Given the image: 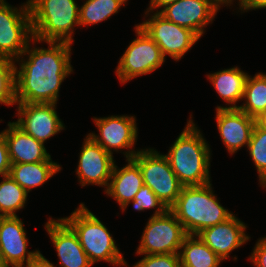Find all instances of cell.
Returning <instances> with one entry per match:
<instances>
[{
    "label": "cell",
    "mask_w": 266,
    "mask_h": 267,
    "mask_svg": "<svg viewBox=\"0 0 266 267\" xmlns=\"http://www.w3.org/2000/svg\"><path fill=\"white\" fill-rule=\"evenodd\" d=\"M30 43L15 61L16 103L57 104L61 84L73 72L72 43L45 41L47 48Z\"/></svg>",
    "instance_id": "cell-1"
},
{
    "label": "cell",
    "mask_w": 266,
    "mask_h": 267,
    "mask_svg": "<svg viewBox=\"0 0 266 267\" xmlns=\"http://www.w3.org/2000/svg\"><path fill=\"white\" fill-rule=\"evenodd\" d=\"M208 142L192 120L164 154L182 186H200L211 182V152Z\"/></svg>",
    "instance_id": "cell-2"
},
{
    "label": "cell",
    "mask_w": 266,
    "mask_h": 267,
    "mask_svg": "<svg viewBox=\"0 0 266 267\" xmlns=\"http://www.w3.org/2000/svg\"><path fill=\"white\" fill-rule=\"evenodd\" d=\"M170 210L189 235H197L233 215L220 204L211 182L200 186H183Z\"/></svg>",
    "instance_id": "cell-3"
},
{
    "label": "cell",
    "mask_w": 266,
    "mask_h": 267,
    "mask_svg": "<svg viewBox=\"0 0 266 267\" xmlns=\"http://www.w3.org/2000/svg\"><path fill=\"white\" fill-rule=\"evenodd\" d=\"M28 4L33 45L45 41H75L74 28L80 26V6L75 0H28Z\"/></svg>",
    "instance_id": "cell-4"
},
{
    "label": "cell",
    "mask_w": 266,
    "mask_h": 267,
    "mask_svg": "<svg viewBox=\"0 0 266 267\" xmlns=\"http://www.w3.org/2000/svg\"><path fill=\"white\" fill-rule=\"evenodd\" d=\"M62 219L77 234L92 264L103 260L113 266L129 267L106 225L84 203H80L70 216Z\"/></svg>",
    "instance_id": "cell-5"
},
{
    "label": "cell",
    "mask_w": 266,
    "mask_h": 267,
    "mask_svg": "<svg viewBox=\"0 0 266 267\" xmlns=\"http://www.w3.org/2000/svg\"><path fill=\"white\" fill-rule=\"evenodd\" d=\"M140 167L143 183L170 209L183 187L171 168L168 158L154 148L140 149L132 158Z\"/></svg>",
    "instance_id": "cell-6"
},
{
    "label": "cell",
    "mask_w": 266,
    "mask_h": 267,
    "mask_svg": "<svg viewBox=\"0 0 266 267\" xmlns=\"http://www.w3.org/2000/svg\"><path fill=\"white\" fill-rule=\"evenodd\" d=\"M187 235L175 214L167 209L161 215L150 216L142 232L136 254H179Z\"/></svg>",
    "instance_id": "cell-7"
},
{
    "label": "cell",
    "mask_w": 266,
    "mask_h": 267,
    "mask_svg": "<svg viewBox=\"0 0 266 267\" xmlns=\"http://www.w3.org/2000/svg\"><path fill=\"white\" fill-rule=\"evenodd\" d=\"M136 38L120 57L115 73L121 84L156 71L165 62L160 47L137 24Z\"/></svg>",
    "instance_id": "cell-8"
},
{
    "label": "cell",
    "mask_w": 266,
    "mask_h": 267,
    "mask_svg": "<svg viewBox=\"0 0 266 267\" xmlns=\"http://www.w3.org/2000/svg\"><path fill=\"white\" fill-rule=\"evenodd\" d=\"M32 38L28 0L19 8L0 2V57L16 61Z\"/></svg>",
    "instance_id": "cell-9"
},
{
    "label": "cell",
    "mask_w": 266,
    "mask_h": 267,
    "mask_svg": "<svg viewBox=\"0 0 266 267\" xmlns=\"http://www.w3.org/2000/svg\"><path fill=\"white\" fill-rule=\"evenodd\" d=\"M146 16L150 18L138 25L160 47L165 59L168 55L176 62L181 60L200 39L192 30L165 19L158 12H145Z\"/></svg>",
    "instance_id": "cell-10"
},
{
    "label": "cell",
    "mask_w": 266,
    "mask_h": 267,
    "mask_svg": "<svg viewBox=\"0 0 266 267\" xmlns=\"http://www.w3.org/2000/svg\"><path fill=\"white\" fill-rule=\"evenodd\" d=\"M99 133H89L106 152L113 156V152H123L124 157L132 159L140 150L132 149L137 142L138 128L136 118L132 115H112L108 117H93Z\"/></svg>",
    "instance_id": "cell-11"
},
{
    "label": "cell",
    "mask_w": 266,
    "mask_h": 267,
    "mask_svg": "<svg viewBox=\"0 0 266 267\" xmlns=\"http://www.w3.org/2000/svg\"><path fill=\"white\" fill-rule=\"evenodd\" d=\"M26 234L18 215L0 217V254L7 267H31L42 259L39 250H28Z\"/></svg>",
    "instance_id": "cell-12"
},
{
    "label": "cell",
    "mask_w": 266,
    "mask_h": 267,
    "mask_svg": "<svg viewBox=\"0 0 266 267\" xmlns=\"http://www.w3.org/2000/svg\"><path fill=\"white\" fill-rule=\"evenodd\" d=\"M18 119L14 122L36 140L46 143L52 136L65 130L55 103H16Z\"/></svg>",
    "instance_id": "cell-13"
},
{
    "label": "cell",
    "mask_w": 266,
    "mask_h": 267,
    "mask_svg": "<svg viewBox=\"0 0 266 267\" xmlns=\"http://www.w3.org/2000/svg\"><path fill=\"white\" fill-rule=\"evenodd\" d=\"M76 175L84 187L92 184L108 188L114 164V156L106 152L97 142L86 135L82 142Z\"/></svg>",
    "instance_id": "cell-14"
},
{
    "label": "cell",
    "mask_w": 266,
    "mask_h": 267,
    "mask_svg": "<svg viewBox=\"0 0 266 267\" xmlns=\"http://www.w3.org/2000/svg\"><path fill=\"white\" fill-rule=\"evenodd\" d=\"M220 8L212 0H178L165 6L158 13L165 19L192 30L201 38Z\"/></svg>",
    "instance_id": "cell-15"
},
{
    "label": "cell",
    "mask_w": 266,
    "mask_h": 267,
    "mask_svg": "<svg viewBox=\"0 0 266 267\" xmlns=\"http://www.w3.org/2000/svg\"><path fill=\"white\" fill-rule=\"evenodd\" d=\"M45 229L54 245L60 267H91L87 254L82 248L77 234L62 219L48 218Z\"/></svg>",
    "instance_id": "cell-16"
},
{
    "label": "cell",
    "mask_w": 266,
    "mask_h": 267,
    "mask_svg": "<svg viewBox=\"0 0 266 267\" xmlns=\"http://www.w3.org/2000/svg\"><path fill=\"white\" fill-rule=\"evenodd\" d=\"M246 228L247 225L233 214L226 221L207 227L197 235L224 261L232 251L250 240V236L245 233Z\"/></svg>",
    "instance_id": "cell-17"
},
{
    "label": "cell",
    "mask_w": 266,
    "mask_h": 267,
    "mask_svg": "<svg viewBox=\"0 0 266 267\" xmlns=\"http://www.w3.org/2000/svg\"><path fill=\"white\" fill-rule=\"evenodd\" d=\"M215 118L222 142L231 155L249 144L254 118L239 108H218Z\"/></svg>",
    "instance_id": "cell-18"
},
{
    "label": "cell",
    "mask_w": 266,
    "mask_h": 267,
    "mask_svg": "<svg viewBox=\"0 0 266 267\" xmlns=\"http://www.w3.org/2000/svg\"><path fill=\"white\" fill-rule=\"evenodd\" d=\"M7 126L2 132L11 164L52 161L43 142L24 132L14 121L8 122Z\"/></svg>",
    "instance_id": "cell-19"
},
{
    "label": "cell",
    "mask_w": 266,
    "mask_h": 267,
    "mask_svg": "<svg viewBox=\"0 0 266 267\" xmlns=\"http://www.w3.org/2000/svg\"><path fill=\"white\" fill-rule=\"evenodd\" d=\"M123 168L114 164L108 188L105 194L117 201L122 209L144 185L139 165L133 159H127Z\"/></svg>",
    "instance_id": "cell-20"
},
{
    "label": "cell",
    "mask_w": 266,
    "mask_h": 267,
    "mask_svg": "<svg viewBox=\"0 0 266 267\" xmlns=\"http://www.w3.org/2000/svg\"><path fill=\"white\" fill-rule=\"evenodd\" d=\"M218 96L230 106H217L218 108H239L237 102L243 101L244 89L248 73L238 66L223 69L222 71L206 74Z\"/></svg>",
    "instance_id": "cell-21"
},
{
    "label": "cell",
    "mask_w": 266,
    "mask_h": 267,
    "mask_svg": "<svg viewBox=\"0 0 266 267\" xmlns=\"http://www.w3.org/2000/svg\"><path fill=\"white\" fill-rule=\"evenodd\" d=\"M61 170L59 163L54 161L17 163L11 164L9 176L29 193L31 189L44 185Z\"/></svg>",
    "instance_id": "cell-22"
},
{
    "label": "cell",
    "mask_w": 266,
    "mask_h": 267,
    "mask_svg": "<svg viewBox=\"0 0 266 267\" xmlns=\"http://www.w3.org/2000/svg\"><path fill=\"white\" fill-rule=\"evenodd\" d=\"M181 267H219L223 260L198 235H187L179 251Z\"/></svg>",
    "instance_id": "cell-23"
},
{
    "label": "cell",
    "mask_w": 266,
    "mask_h": 267,
    "mask_svg": "<svg viewBox=\"0 0 266 267\" xmlns=\"http://www.w3.org/2000/svg\"><path fill=\"white\" fill-rule=\"evenodd\" d=\"M243 100L239 109L252 118L266 111V74L259 72L248 75Z\"/></svg>",
    "instance_id": "cell-24"
},
{
    "label": "cell",
    "mask_w": 266,
    "mask_h": 267,
    "mask_svg": "<svg viewBox=\"0 0 266 267\" xmlns=\"http://www.w3.org/2000/svg\"><path fill=\"white\" fill-rule=\"evenodd\" d=\"M128 0H86L79 10V24L91 26L119 12L121 6H126Z\"/></svg>",
    "instance_id": "cell-25"
},
{
    "label": "cell",
    "mask_w": 266,
    "mask_h": 267,
    "mask_svg": "<svg viewBox=\"0 0 266 267\" xmlns=\"http://www.w3.org/2000/svg\"><path fill=\"white\" fill-rule=\"evenodd\" d=\"M28 193L9 175L3 176L0 182V215L17 216L16 212L23 209Z\"/></svg>",
    "instance_id": "cell-26"
},
{
    "label": "cell",
    "mask_w": 266,
    "mask_h": 267,
    "mask_svg": "<svg viewBox=\"0 0 266 267\" xmlns=\"http://www.w3.org/2000/svg\"><path fill=\"white\" fill-rule=\"evenodd\" d=\"M247 148L257 169L259 184L262 187L266 183V130L254 125Z\"/></svg>",
    "instance_id": "cell-27"
},
{
    "label": "cell",
    "mask_w": 266,
    "mask_h": 267,
    "mask_svg": "<svg viewBox=\"0 0 266 267\" xmlns=\"http://www.w3.org/2000/svg\"><path fill=\"white\" fill-rule=\"evenodd\" d=\"M15 61L0 57V104H16Z\"/></svg>",
    "instance_id": "cell-28"
},
{
    "label": "cell",
    "mask_w": 266,
    "mask_h": 267,
    "mask_svg": "<svg viewBox=\"0 0 266 267\" xmlns=\"http://www.w3.org/2000/svg\"><path fill=\"white\" fill-rule=\"evenodd\" d=\"M133 204L136 211H145L147 209H155L152 216L163 214L167 208L162 204L153 191L147 186L143 185L134 197V200L129 201L121 210H126L129 204Z\"/></svg>",
    "instance_id": "cell-29"
},
{
    "label": "cell",
    "mask_w": 266,
    "mask_h": 267,
    "mask_svg": "<svg viewBox=\"0 0 266 267\" xmlns=\"http://www.w3.org/2000/svg\"><path fill=\"white\" fill-rule=\"evenodd\" d=\"M132 267H181L179 254L144 255Z\"/></svg>",
    "instance_id": "cell-30"
},
{
    "label": "cell",
    "mask_w": 266,
    "mask_h": 267,
    "mask_svg": "<svg viewBox=\"0 0 266 267\" xmlns=\"http://www.w3.org/2000/svg\"><path fill=\"white\" fill-rule=\"evenodd\" d=\"M249 260L256 267H266V237L258 239L249 255Z\"/></svg>",
    "instance_id": "cell-31"
},
{
    "label": "cell",
    "mask_w": 266,
    "mask_h": 267,
    "mask_svg": "<svg viewBox=\"0 0 266 267\" xmlns=\"http://www.w3.org/2000/svg\"><path fill=\"white\" fill-rule=\"evenodd\" d=\"M11 162L8 153V146L3 132H0V176L9 175Z\"/></svg>",
    "instance_id": "cell-32"
},
{
    "label": "cell",
    "mask_w": 266,
    "mask_h": 267,
    "mask_svg": "<svg viewBox=\"0 0 266 267\" xmlns=\"http://www.w3.org/2000/svg\"><path fill=\"white\" fill-rule=\"evenodd\" d=\"M237 2L241 13L256 9H266V0H238Z\"/></svg>",
    "instance_id": "cell-33"
},
{
    "label": "cell",
    "mask_w": 266,
    "mask_h": 267,
    "mask_svg": "<svg viewBox=\"0 0 266 267\" xmlns=\"http://www.w3.org/2000/svg\"><path fill=\"white\" fill-rule=\"evenodd\" d=\"M178 0H150L149 7L146 9L145 12H159L161 9H163L165 6L172 4ZM159 9V10H158ZM154 10V11H153Z\"/></svg>",
    "instance_id": "cell-34"
},
{
    "label": "cell",
    "mask_w": 266,
    "mask_h": 267,
    "mask_svg": "<svg viewBox=\"0 0 266 267\" xmlns=\"http://www.w3.org/2000/svg\"><path fill=\"white\" fill-rule=\"evenodd\" d=\"M255 119V125L258 128L266 130V111L259 114Z\"/></svg>",
    "instance_id": "cell-35"
},
{
    "label": "cell",
    "mask_w": 266,
    "mask_h": 267,
    "mask_svg": "<svg viewBox=\"0 0 266 267\" xmlns=\"http://www.w3.org/2000/svg\"><path fill=\"white\" fill-rule=\"evenodd\" d=\"M31 267H56L54 263H51L49 260H47L43 254H42V259L36 263L33 264Z\"/></svg>",
    "instance_id": "cell-36"
},
{
    "label": "cell",
    "mask_w": 266,
    "mask_h": 267,
    "mask_svg": "<svg viewBox=\"0 0 266 267\" xmlns=\"http://www.w3.org/2000/svg\"><path fill=\"white\" fill-rule=\"evenodd\" d=\"M217 6H232V4L234 3V0H212Z\"/></svg>",
    "instance_id": "cell-37"
},
{
    "label": "cell",
    "mask_w": 266,
    "mask_h": 267,
    "mask_svg": "<svg viewBox=\"0 0 266 267\" xmlns=\"http://www.w3.org/2000/svg\"><path fill=\"white\" fill-rule=\"evenodd\" d=\"M0 267H7V266L5 265V263H4V261H3V258H2V256H1V254H0Z\"/></svg>",
    "instance_id": "cell-38"
}]
</instances>
